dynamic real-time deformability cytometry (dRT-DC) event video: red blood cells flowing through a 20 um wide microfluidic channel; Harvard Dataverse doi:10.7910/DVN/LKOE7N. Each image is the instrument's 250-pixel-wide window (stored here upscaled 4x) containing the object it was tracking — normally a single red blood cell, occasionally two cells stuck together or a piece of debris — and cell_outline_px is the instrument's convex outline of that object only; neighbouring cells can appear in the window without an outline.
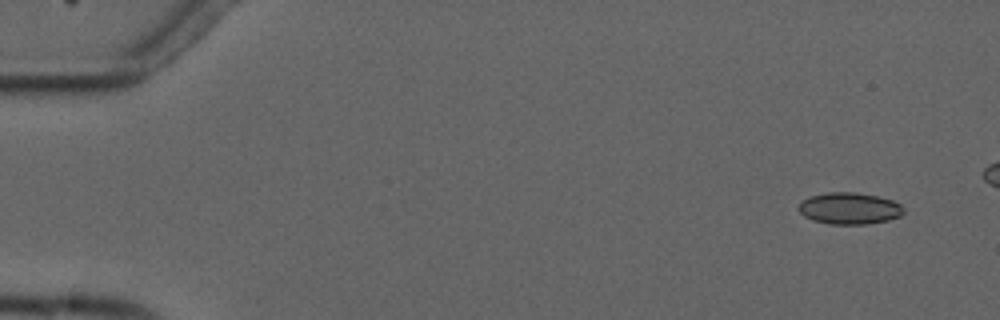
{"species": "common noctule bat (a hibernating species)", "species_latin": "Nyctalus noctula", "temperature_condition": "cold", "stored_images_in_passage": 5, "camera_frame_rate_fps": 3000, "um_per_image_px": 0.085, "animal": {"sex": "male", "forearm_length_mm": 52.5}, "frame": {"image": 1, "passage_image": 2, "time_ms": 1.0, "image_size_px": [1000, 320], "cell_outline_px": [[904, 212], [900, 216], [888, 220], [868, 224], [828, 224], [812, 220], [804, 216], [796, 208], [800, 200], [808, 196], [828, 192], [856, 192], [876, 196], [892, 200], [900, 204], [904, 208]], "centroid_in_image_um": [72.15, 17.71], "position_along_channel_um": 12.9, "area_um2": 19.65}}